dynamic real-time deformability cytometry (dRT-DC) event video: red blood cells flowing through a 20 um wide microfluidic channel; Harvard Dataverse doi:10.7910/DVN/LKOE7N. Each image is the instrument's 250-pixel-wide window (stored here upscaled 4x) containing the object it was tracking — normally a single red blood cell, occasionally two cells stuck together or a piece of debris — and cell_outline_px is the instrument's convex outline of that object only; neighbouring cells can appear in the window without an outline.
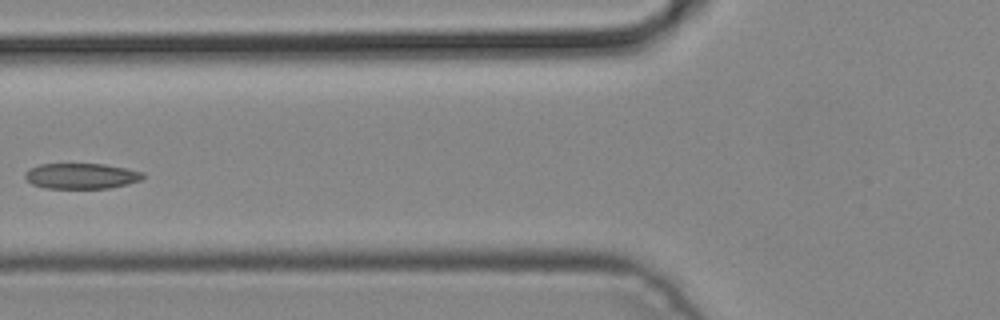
{"species": "common noctule bat (a hibernating species)", "species_latin": "Nyctalus noctula", "temperature_condition": "cold", "stored_images_in_passage": 7, "camera_frame_rate_fps": 3000, "um_per_image_px": 0.085, "animal": {"sex": "male", "body_mass_g": 19.2, "forearm_length_mm": 51.8}, "frame": {"image": 1, "passage_image": 7, "time_ms": 2.0, "image_size_px": [1000, 320], "cell_outline_px": [[144, 176], [140, 180], [128, 184], [108, 188], [44, 188], [32, 184], [24, 176], [24, 172], [28, 168], [40, 164], [104, 164], [144, 172]], "centroid_in_image_um": [6.88, 14.96], "position_along_channel_um": 118.9, "area_um2": 17.57}}